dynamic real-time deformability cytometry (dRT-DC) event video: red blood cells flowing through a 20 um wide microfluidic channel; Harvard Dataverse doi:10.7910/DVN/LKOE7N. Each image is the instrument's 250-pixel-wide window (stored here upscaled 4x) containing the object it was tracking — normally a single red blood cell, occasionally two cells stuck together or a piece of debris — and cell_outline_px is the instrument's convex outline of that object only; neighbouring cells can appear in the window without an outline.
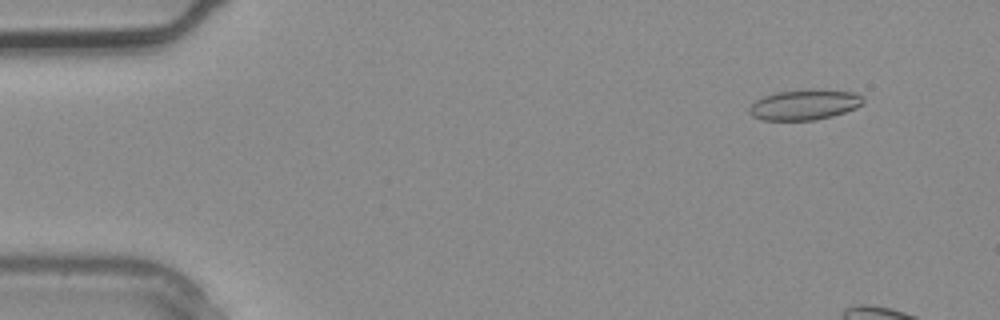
{"species": "common noctule bat (a hibernating species)", "species_latin": "Nyctalus noctula", "temperature_condition": "warm", "stored_images_in_passage": 4, "camera_frame_rate_fps": 3000, "um_per_image_px": 0.085, "animal": {"sex": "male", "body_mass_g": 20.4}, "frame": {"image": 1, "passage_image": 1, "time_ms": 0.0, "image_size_px": [1000, 320], "cell_outline_px": [[864, 100], [856, 108], [832, 116], [816, 120], [764, 120], [752, 116], [748, 112], [748, 108], [756, 100], [764, 96], [776, 92], [808, 88], [852, 92], [860, 96]], "centroid_in_image_um": [68.34, 8.89], "position_along_channel_um": 16.7, "area_um2": 20.17}}